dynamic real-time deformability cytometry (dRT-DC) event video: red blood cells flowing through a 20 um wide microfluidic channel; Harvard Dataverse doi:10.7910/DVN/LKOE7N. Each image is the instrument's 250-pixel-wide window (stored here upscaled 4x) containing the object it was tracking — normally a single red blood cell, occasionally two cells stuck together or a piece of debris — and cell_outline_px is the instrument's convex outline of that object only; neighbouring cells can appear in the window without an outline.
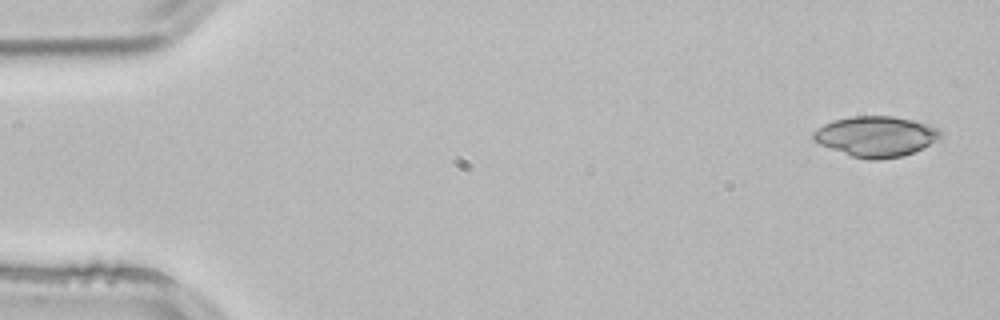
{"species": "common noctule bat (a hibernating species)", "species_latin": "Nyctalus noctula", "temperature_condition": "room temperature", "stored_images_in_passage": 3, "camera_frame_rate_fps": 3000, "um_per_image_px": 0.085, "animal": {"sex": "male", "body_mass_g": 21.5, "forearm_length_mm": 52.0}, "frame": {"image": 1, "passage_image": 1, "time_ms": 0.0, "image_size_px": [1000, 320], "cell_outline_px": [[940, 140], [904, 156], [880, 160], [868, 160], [852, 156], [820, 144], [812, 140], [812, 132], [816, 128], [832, 120], [852, 116], [892, 116], [932, 124], [940, 128]], "centroid_in_image_um": [74.47, 11.59], "position_along_channel_um": 10.5, "area_um2": 30.29}}